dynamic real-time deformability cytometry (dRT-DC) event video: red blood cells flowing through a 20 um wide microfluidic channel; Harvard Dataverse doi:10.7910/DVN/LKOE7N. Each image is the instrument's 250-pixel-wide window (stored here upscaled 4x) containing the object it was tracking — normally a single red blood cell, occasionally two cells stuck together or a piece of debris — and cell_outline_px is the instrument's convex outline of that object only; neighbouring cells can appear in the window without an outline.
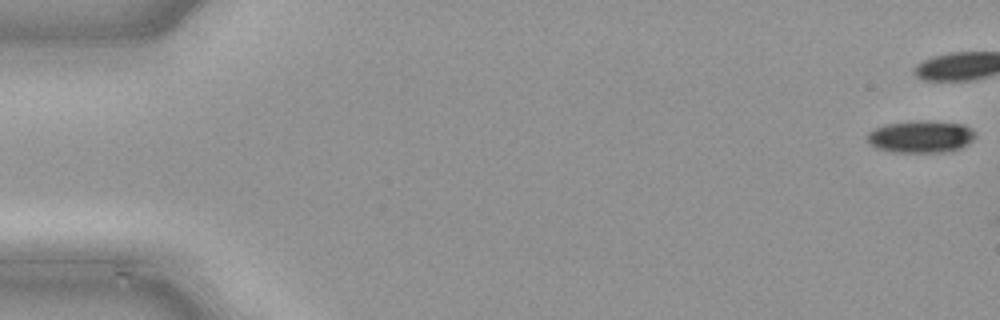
{"species": "common noctule bat (a hibernating species)", "species_latin": "Nyctalus noctula", "temperature_condition": "cold", "stored_images_in_passage": 16, "camera_frame_rate_fps": 3000, "um_per_image_px": 0.085, "animal": {"sex": "male", "body_mass_g": 21.5, "forearm_length_mm": 52.0}, "frame": {"image": 1, "passage_image": 1, "time_ms": 0.0, "image_size_px": [1000, 320], "cell_outline_px": [[976, 136], [968, 144], [952, 152], [892, 152], [876, 148], [868, 144], [864, 136], [868, 132], [884, 124], [964, 124], [976, 132]], "centroid_in_image_um": [78.23, 11.69], "position_along_channel_um": 6.8, "area_um2": 19.48}}